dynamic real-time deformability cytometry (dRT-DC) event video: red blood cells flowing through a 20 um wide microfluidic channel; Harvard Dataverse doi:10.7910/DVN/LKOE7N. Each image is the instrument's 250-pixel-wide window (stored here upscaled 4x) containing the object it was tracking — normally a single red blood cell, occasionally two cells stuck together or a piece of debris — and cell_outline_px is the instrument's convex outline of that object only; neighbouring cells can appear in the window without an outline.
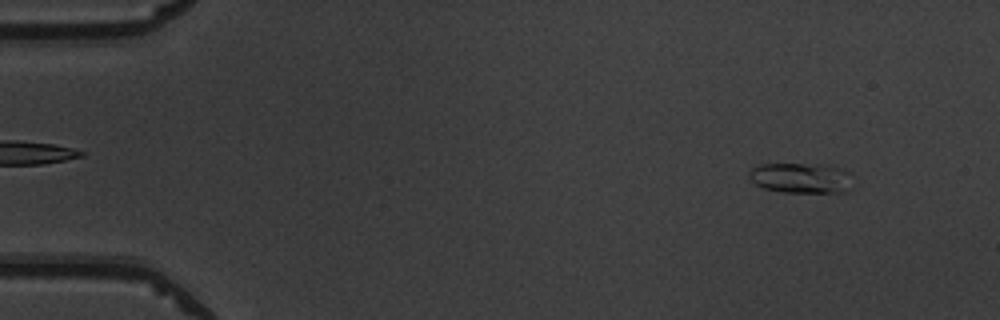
{"species": "common noctule bat (a hibernating species)", "species_latin": "Nyctalus noctula", "temperature_condition": "warm", "stored_images_in_passage": 52, "camera_frame_rate_fps": 3000, "um_per_image_px": 0.085, "animal": {"sex": "male", "body_mass_g": 19.5, "forearm_length_mm": 54.6}, "frame": {"image": 1, "passage_image": 5, "time_ms": 1.333, "image_size_px": [1000, 320], "cell_outline_px": [[848, 188], [844, 192], [784, 192], [764, 188], [756, 184], [748, 176], [748, 172], [756, 164], [832, 164], [848, 172]], "centroid_in_image_um": [68.02, 15.1], "position_along_channel_um": 17.0, "area_um2": 18.15}}
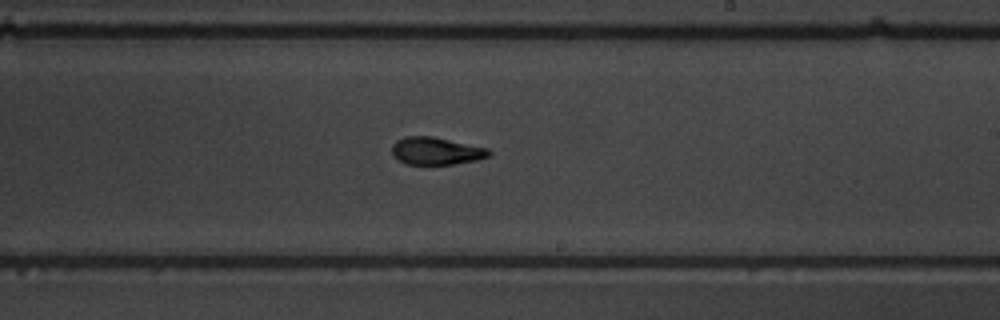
{"frame": {"image": 2, "passage_image": 31, "time_ms": 10.0, "image_size_px": [1000, 320], "cell_outline_px": [[492, 152], [488, 156], [476, 160], [452, 164], [404, 164], [392, 156], [392, 144], [396, 140], [404, 136], [432, 136], [488, 148]], "centroid_in_image_um": [37.02, 12.83], "position_along_channel_um": 252.0, "area_um2": 15.61}}
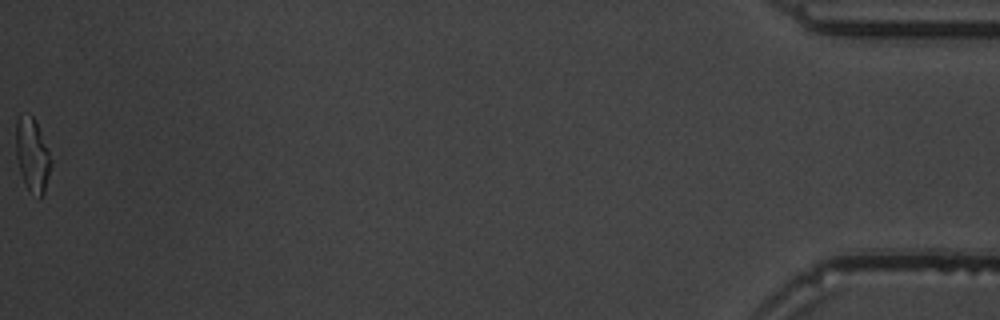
{"frame": {"image": 3, "passage_image": 52, "time_ms": 17.0, "image_size_px": [1000, 320], "cell_outline_px": [[52, 164], [44, 192], [40, 200], [24, 184], [20, 172], [16, 156], [16, 120], [20, 116], [28, 112], [36, 120], [52, 160]], "centroid_in_image_um": [2.75, 13.16], "position_along_channel_um": 432.5, "area_um2": 15.14}, "authors_computed_cell_mechanics": {"area_um2": 15.4904, "velocity_mm_per_s": 3.9591, "shape_relaxation_time_tau1_ms": 3.4594, "shape_relaxation_time_tau2_ms": 2.1512, "deformation_change_tau1": 0.1788, "deformation_change_tau2": 0.0965}}